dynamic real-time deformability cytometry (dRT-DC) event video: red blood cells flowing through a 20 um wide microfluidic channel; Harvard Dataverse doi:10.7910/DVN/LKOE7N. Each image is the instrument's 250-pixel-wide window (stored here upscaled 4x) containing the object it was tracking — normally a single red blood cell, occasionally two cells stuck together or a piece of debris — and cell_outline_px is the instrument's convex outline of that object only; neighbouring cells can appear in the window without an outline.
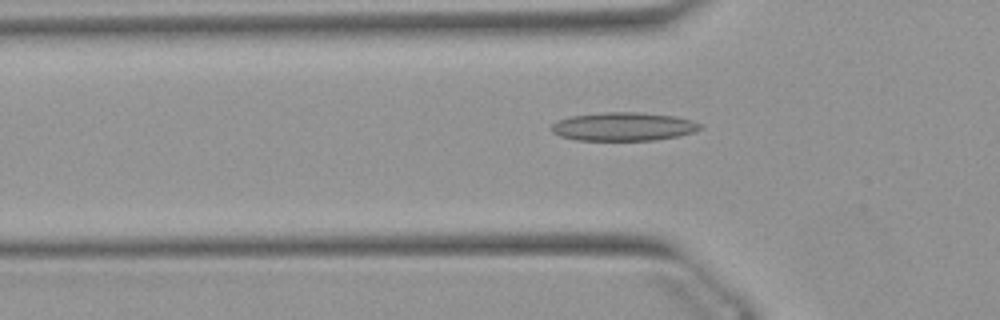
{"species": "Egyptian fruit bat (a non-hibernating species)", "species_latin": "Rousettus aegyptiacus", "temperature_condition": "warm", "stored_images_in_passage": 47, "camera_frame_rate_fps": 3000, "um_per_image_px": 0.085, "animal": {"sex": "female"}, "frame": {"image": 1, "passage_image": 16, "time_ms": 5.0, "image_size_px": [1000, 320], "cell_outline_px": [[704, 128], [680, 136], [656, 140], [576, 140], [560, 136], [552, 132], [552, 124], [556, 120], [572, 116], [604, 112], [636, 112], [676, 116], [692, 120], [704, 124]], "centroid_in_image_um": [53.04, 10.76], "position_along_channel_um": 72.8, "area_um2": 24.85}}
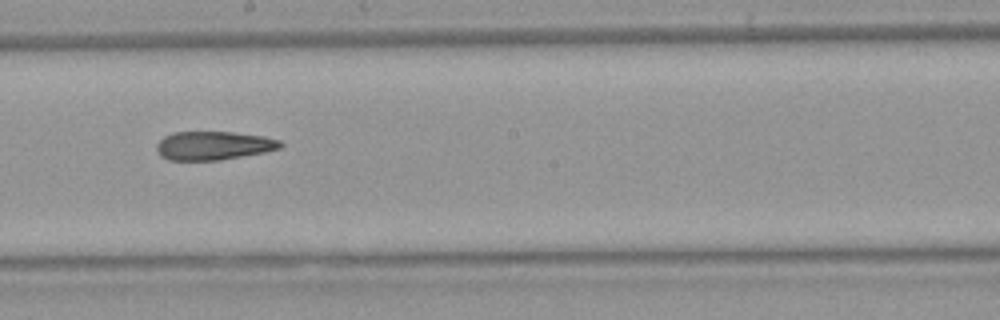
{"frame": {"image": 2, "passage_image": 28, "time_ms": 9.0, "image_size_px": [1000, 320], "cell_outline_px": [[284, 144], [280, 148], [264, 152], [220, 160], [168, 160], [160, 156], [156, 148], [156, 144], [164, 136], [172, 132], [232, 132], [264, 136], [280, 140]], "centroid_in_image_um": [18.13, 12.37], "position_along_channel_um": 230.1, "area_um2": 20.69}}
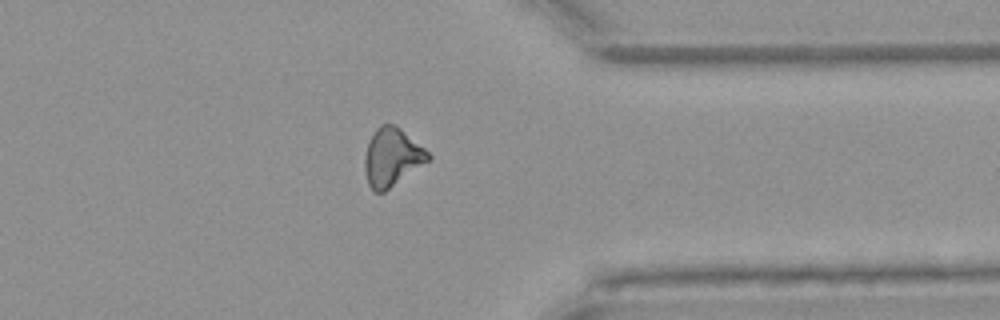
{"frame": {"image": 3, "passage_image": 40, "time_ms": 13.0, "image_size_px": [1000, 320], "cell_outline_px": [[432, 156], [428, 160], [384, 192], [372, 192], [368, 184], [364, 168], [364, 156], [368, 140], [376, 128], [380, 124], [392, 124], [400, 128], [424, 148]], "centroid_in_image_um": [33.26, 13.35], "position_along_channel_um": 378.1, "area_um2": 21.27}, "authors_computed_cell_mechanics": {"area_um2": 21.8484, "velocity_mm_per_s": 3.9282, "shape_relaxation_time_tau1_ms": null, "shape_relaxation_time_tau2_ms": 7.5415, "deformation_change_tau1": null, "deformation_change_tau2": 0.2049}}